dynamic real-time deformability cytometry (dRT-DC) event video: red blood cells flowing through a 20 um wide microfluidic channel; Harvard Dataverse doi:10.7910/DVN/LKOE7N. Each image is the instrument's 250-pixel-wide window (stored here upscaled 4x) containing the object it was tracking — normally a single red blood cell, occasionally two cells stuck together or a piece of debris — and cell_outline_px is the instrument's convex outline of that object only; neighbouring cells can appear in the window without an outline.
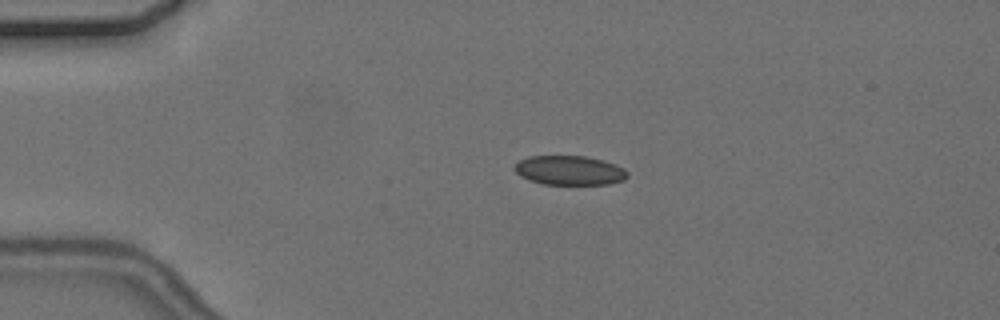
{"species": "common noctule bat (a hibernating species)", "species_latin": "Nyctalus noctula", "temperature_condition": "cold", "stored_images_in_passage": 4, "camera_frame_rate_fps": 3000, "um_per_image_px": 0.085, "animal": {"sex": "female", "body_mass_g": 24.6, "forearm_length_mm": 56.2}, "frame": {"image": 1, "passage_image": 1, "time_ms": 0.0, "image_size_px": [1000, 320], "cell_outline_px": [[628, 176], [624, 180], [608, 184], [544, 184], [528, 180], [520, 176], [512, 168], [520, 160], [528, 156], [584, 156], [604, 160], [616, 164], [624, 168], [628, 172]], "centroid_in_image_um": [48.41, 14.48], "position_along_channel_um": 36.6, "area_um2": 19.42}}
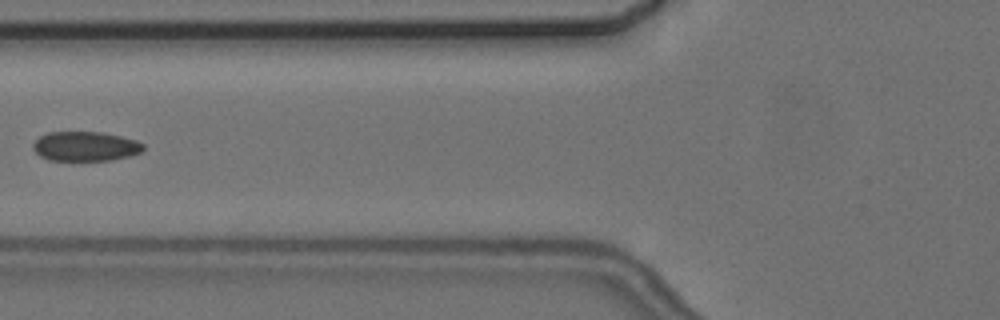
{"frame": {"image": 2, "passage_image": 3, "time_ms": 3.333, "image_size_px": [1000, 320], "cell_outline_px": [[144, 148], [140, 152], [132, 156], [112, 160], [48, 160], [40, 156], [32, 148], [32, 144], [40, 136], [48, 132], [100, 132], [120, 136], [136, 140], [144, 144]], "centroid_in_image_um": [7.26, 12.44], "position_along_channel_um": 118.5, "area_um2": 19.02}}
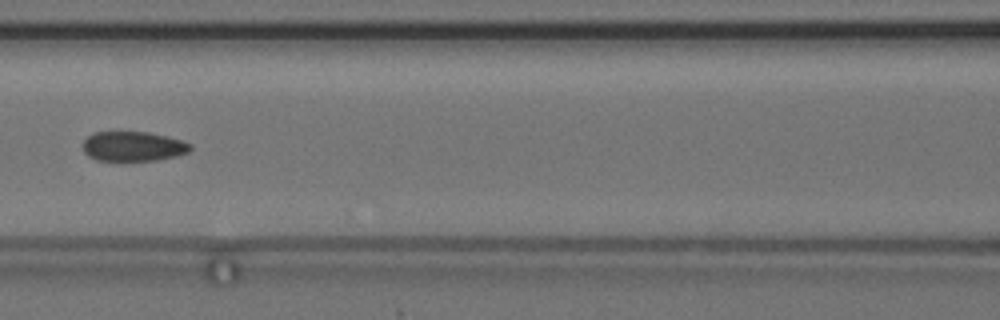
{"frame": {"image": 3, "passage_image": 4, "time_ms": 4.333, "image_size_px": [1000, 320], "cell_outline_px": [[192, 148], [188, 152], [176, 156], [156, 160], [96, 160], [88, 156], [84, 152], [84, 140], [92, 132], [148, 132], [180, 140], [192, 144]], "centroid_in_image_um": [11.31, 12.44], "position_along_channel_um": 155.3, "area_um2": 18.44}}